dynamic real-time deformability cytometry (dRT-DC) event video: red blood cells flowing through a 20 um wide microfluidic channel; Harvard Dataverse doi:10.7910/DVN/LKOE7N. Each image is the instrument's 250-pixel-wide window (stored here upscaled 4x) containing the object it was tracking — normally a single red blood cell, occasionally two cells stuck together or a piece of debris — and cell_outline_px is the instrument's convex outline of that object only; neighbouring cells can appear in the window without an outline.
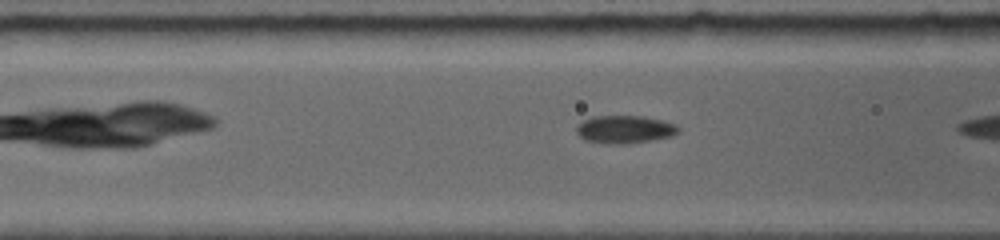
{"species": "common noctule bat (a hibernating species)", "species_latin": "Nyctalus noctula", "temperature_condition": "room temperature", "stored_images_in_passage": 9, "camera_frame_rate_fps": 5000, "um_per_image_px": 0.085, "animal": {"sex": "female", "body_mass_g": 19.0, "forearm_length_mm": 56.7}, "frame": {"image": 1, "passage_image": 7, "time_ms": 1.8, "image_size_px": [1000, 240], "cell_outline_px": [[680, 132], [672, 136], [652, 140], [628, 144], [604, 144], [584, 140], [576, 132], [576, 128], [584, 120], [592, 116], [644, 116], [676, 124], [680, 128]], "centroid_in_image_um": [53.11, 11.01], "position_along_channel_um": 113.5, "area_um2": 16.7}}